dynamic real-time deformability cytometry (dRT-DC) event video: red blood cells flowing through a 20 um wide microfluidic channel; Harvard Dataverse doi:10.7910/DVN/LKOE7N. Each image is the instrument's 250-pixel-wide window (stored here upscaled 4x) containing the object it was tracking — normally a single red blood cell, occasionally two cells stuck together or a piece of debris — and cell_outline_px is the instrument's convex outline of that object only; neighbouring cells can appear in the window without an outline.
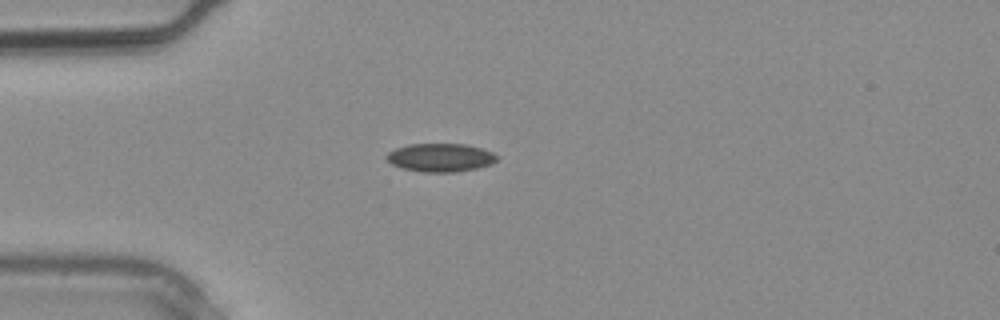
{"species": "common noctule bat (a hibernating species)", "species_latin": "Nyctalus noctula", "temperature_condition": "warm", "stored_images_in_passage": 1, "camera_frame_rate_fps": 3000, "um_per_image_px": 0.085, "animal": {"sex": "male", "body_mass_g": 20.4}, "frame": {"image": 1, "passage_image": 1, "time_ms": 0.0, "image_size_px": [1000, 320], "cell_outline_px": [[500, 156], [492, 164], [476, 168], [456, 172], [424, 172], [404, 168], [392, 164], [384, 156], [388, 152], [396, 148], [408, 144], [464, 144], [480, 148], [492, 152]], "centroid_in_image_um": [37.45, 13.39], "position_along_channel_um": 47.6, "area_um2": 18.15}}